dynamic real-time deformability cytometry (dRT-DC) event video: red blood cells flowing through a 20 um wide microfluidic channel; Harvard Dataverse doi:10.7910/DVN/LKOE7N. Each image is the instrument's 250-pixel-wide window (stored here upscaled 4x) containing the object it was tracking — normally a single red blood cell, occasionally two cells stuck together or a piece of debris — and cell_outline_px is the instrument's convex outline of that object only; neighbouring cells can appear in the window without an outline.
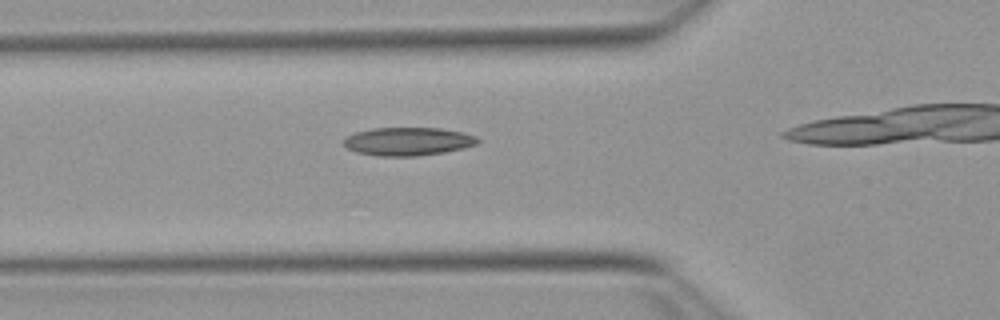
{"species": "Egyptian fruit bat (a non-hibernating species)", "species_latin": "Rousettus aegyptiacus", "temperature_condition": "warm", "stored_images_in_passage": 7, "camera_frame_rate_fps": 3000, "um_per_image_px": 0.085, "animal": {"sex": "female"}, "frame": {"image": 1, "passage_image": 2, "time_ms": 0.333, "image_size_px": [1000, 320], "cell_outline_px": [[480, 140], [476, 144], [464, 148], [444, 152], [416, 156], [376, 156], [356, 152], [348, 148], [344, 144], [344, 136], [356, 132], [372, 128], [440, 128], [460, 132], [476, 136]], "centroid_in_image_um": [34.65, 12.02], "position_along_channel_um": 91.1, "area_um2": 22.02}}
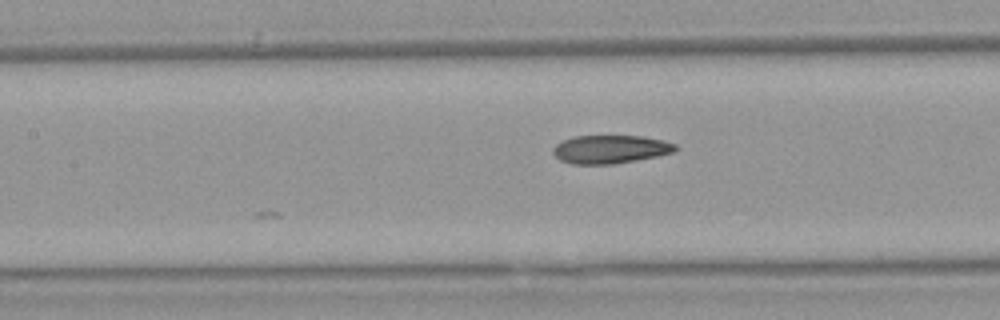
{"frame": {"image": 2, "passage_image": 7, "time_ms": 2.0, "image_size_px": [1000, 320], "cell_outline_px": [[680, 148], [672, 152], [656, 156], [612, 164], [572, 164], [560, 160], [552, 152], [552, 148], [556, 144], [572, 136], [644, 136], [664, 140], [676, 144]], "centroid_in_image_um": [51.88, 12.68], "position_along_channel_um": 155.5, "area_um2": 20.17}}